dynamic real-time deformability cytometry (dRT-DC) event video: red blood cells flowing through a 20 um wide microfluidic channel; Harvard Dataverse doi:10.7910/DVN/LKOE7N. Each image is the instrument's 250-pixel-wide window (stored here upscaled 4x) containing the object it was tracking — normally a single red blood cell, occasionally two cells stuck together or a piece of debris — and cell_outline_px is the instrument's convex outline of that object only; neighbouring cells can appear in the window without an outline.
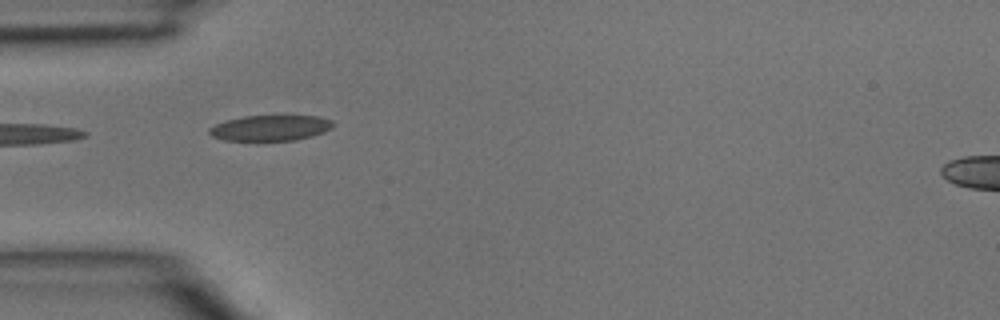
{"species": "common noctule bat (a hibernating species)", "species_latin": "Nyctalus noctula", "temperature_condition": "room temperature", "stored_images_in_passage": 4, "camera_frame_rate_fps": 3000, "um_per_image_px": 0.085, "animal": {"sex": "male", "body_mass_g": 15.6}, "frame": {"image": 1, "passage_image": 3, "time_ms": 0.667, "image_size_px": [1000, 320], "cell_outline_px": [[336, 124], [332, 128], [324, 132], [312, 136], [296, 140], [224, 140], [212, 136], [208, 132], [208, 128], [216, 124], [228, 120], [244, 116], [320, 116], [332, 120]], "centroid_in_image_um": [23.03, 10.87], "position_along_channel_um": 62.0, "area_um2": 18.44}}